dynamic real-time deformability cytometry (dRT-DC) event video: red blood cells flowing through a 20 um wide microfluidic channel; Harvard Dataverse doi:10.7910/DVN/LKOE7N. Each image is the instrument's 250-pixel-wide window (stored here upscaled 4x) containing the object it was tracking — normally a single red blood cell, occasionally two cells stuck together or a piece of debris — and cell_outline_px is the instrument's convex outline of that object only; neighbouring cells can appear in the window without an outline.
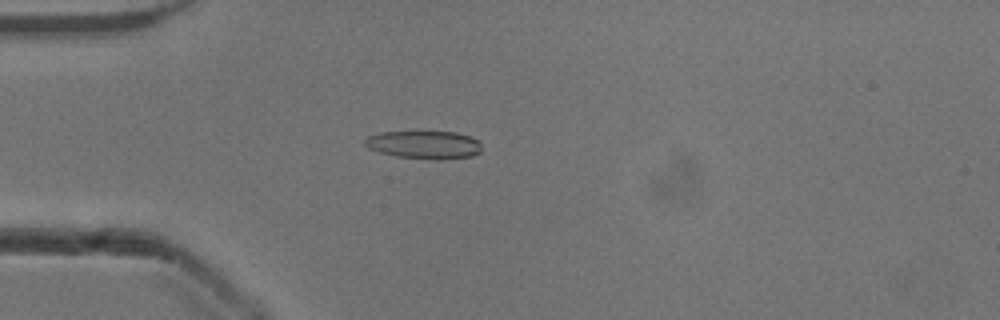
{"species": "common noctule bat (a hibernating species)", "species_latin": "Nyctalus noctula", "temperature_condition": "cold", "stored_images_in_passage": 53, "camera_frame_rate_fps": 3000, "um_per_image_px": 0.085, "animal": {"sex": "male", "body_mass_g": 13.3}, "frame": {"image": 1, "passage_image": 15, "time_ms": 4.667, "image_size_px": [1000, 320], "cell_outline_px": [[480, 152], [472, 156], [396, 156], [380, 152], [368, 148], [364, 144], [364, 140], [368, 136], [380, 132], [456, 132], [480, 140]], "centroid_in_image_um": [36.0, 12.24], "position_along_channel_um": 49.0, "area_um2": 17.92}}
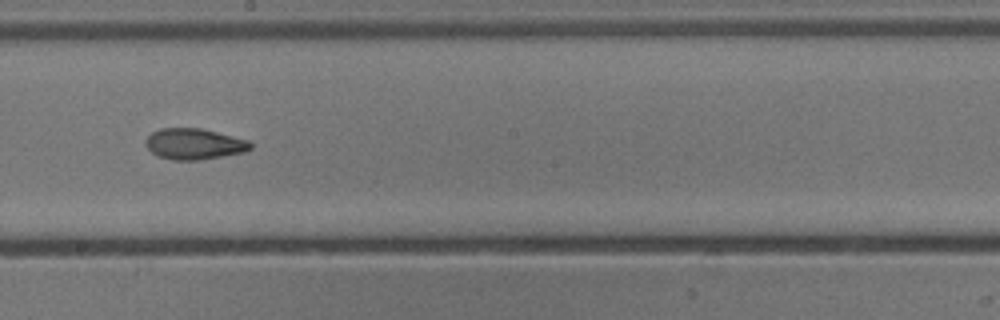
{"frame": {"image": 2, "passage_image": 30, "time_ms": 9.667, "image_size_px": [1000, 320], "cell_outline_px": [[252, 148], [244, 152], [200, 160], [172, 160], [156, 156], [144, 144], [144, 140], [152, 132], [160, 128], [200, 128], [248, 140], [252, 144]], "centroid_in_image_um": [16.47, 12.24], "position_along_channel_um": 231.7, "area_um2": 18.96}}
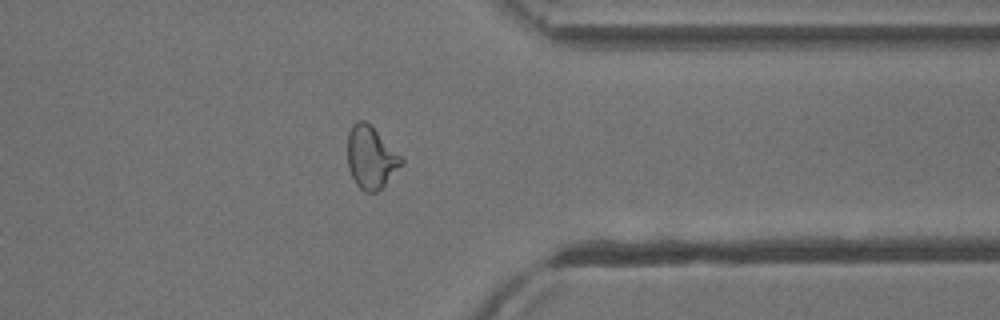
{"frame": {"image": 3, "passage_image": 42, "time_ms": 13.667, "image_size_px": [1000, 320], "cell_outline_px": [[404, 164], [376, 192], [364, 192], [356, 184], [348, 168], [348, 132], [352, 124], [356, 120], [364, 120], [404, 160]], "centroid_in_image_um": [31.5, 13.4], "position_along_channel_um": 379.9, "area_um2": 19.07}, "authors_computed_cell_mechanics": {"area_um2": 19.2474, "velocity_mm_per_s": 3.9089, "shape_relaxation_time_tau1_ms": null, "shape_relaxation_time_tau2_ms": 2.3616, "deformation_change_tau1": null, "deformation_change_tau2": 0.0967}}